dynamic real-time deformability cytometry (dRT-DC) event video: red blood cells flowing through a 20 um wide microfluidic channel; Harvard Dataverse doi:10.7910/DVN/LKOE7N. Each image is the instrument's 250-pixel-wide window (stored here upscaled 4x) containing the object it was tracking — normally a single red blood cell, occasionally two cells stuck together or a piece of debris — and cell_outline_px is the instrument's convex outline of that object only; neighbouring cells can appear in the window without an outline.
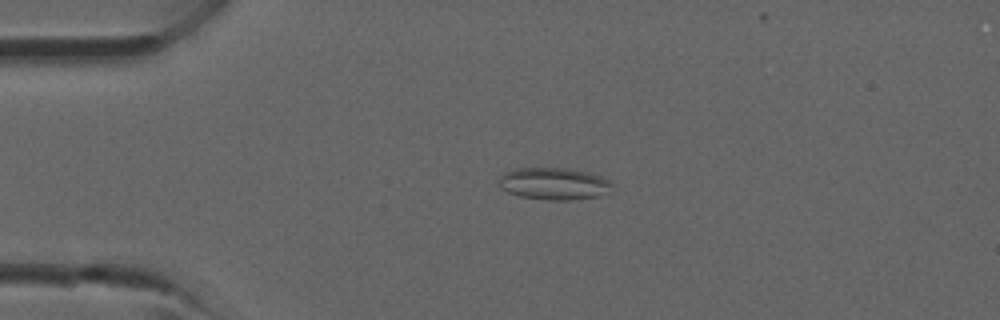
{"species": "common noctule bat (a hibernating species)", "species_latin": "Nyctalus noctula", "temperature_condition": "room temperature", "stored_images_in_passage": 38, "camera_frame_rate_fps": 3000, "um_per_image_px": 0.085, "animal": {"sex": "male", "forearm_length_mm": 52.5}, "frame": {"image": 1, "passage_image": 8, "time_ms": 2.333, "image_size_px": [1000, 320], "cell_outline_px": [[612, 184], [596, 196], [572, 200], [548, 200], [520, 196], [508, 192], [500, 188], [500, 176], [504, 172], [516, 168], [568, 168], [588, 172], [600, 176], [608, 180]], "centroid_in_image_um": [46.99, 15.6], "position_along_channel_um": 38.0, "area_um2": 20.75}}
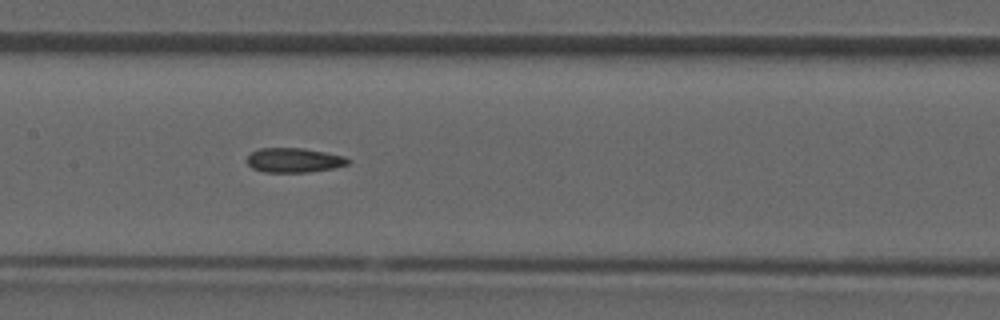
{"frame": {"image": 2, "passage_image": 18, "time_ms": 5.667, "image_size_px": [1000, 320], "cell_outline_px": [[352, 160], [348, 164], [332, 168], [308, 172], [264, 172], [252, 168], [248, 164], [248, 156], [252, 152], [260, 148], [304, 148], [344, 156]], "centroid_in_image_um": [25.0, 13.61], "position_along_channel_um": 182.4, "area_um2": 14.33}}
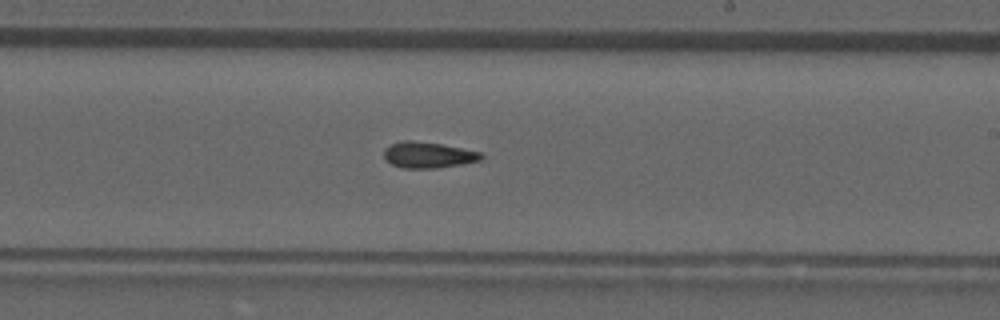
{"frame": {"image": 3, "passage_image": 22, "time_ms": 7.0, "image_size_px": [1000, 320], "cell_outline_px": [[484, 156], [480, 160], [440, 168], [400, 168], [392, 164], [384, 156], [384, 148], [392, 144], [404, 140], [412, 140], [440, 144], [480, 152]], "centroid_in_image_um": [36.37, 13.18], "position_along_channel_um": 252.6, "area_um2": 14.57}}